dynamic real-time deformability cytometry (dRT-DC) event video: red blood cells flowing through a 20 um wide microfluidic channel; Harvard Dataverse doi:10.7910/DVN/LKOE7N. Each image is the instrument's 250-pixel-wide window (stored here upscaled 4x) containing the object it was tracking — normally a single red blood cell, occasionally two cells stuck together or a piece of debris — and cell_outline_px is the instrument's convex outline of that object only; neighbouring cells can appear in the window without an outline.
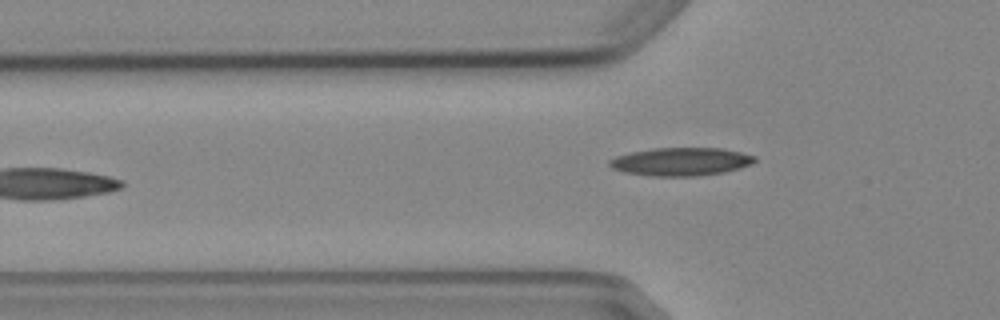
{"species": "Egyptian fruit bat (a non-hibernating species)", "species_latin": "Rousettus aegyptiacus", "temperature_condition": "cold", "stored_images_in_passage": 6, "camera_frame_rate_fps": 3000, "um_per_image_px": 0.085, "animal": {"sex": "female"}, "frame": {"image": 1, "passage_image": 6, "time_ms": 6.667, "image_size_px": [1000, 320], "cell_outline_px": [[756, 160], [752, 164], [740, 168], [724, 172], [696, 176], [648, 176], [624, 172], [612, 168], [608, 164], [608, 160], [616, 156], [632, 152], [652, 148], [724, 148], [756, 156]], "centroid_in_image_um": [57.88, 13.74], "position_along_channel_um": 67.9, "area_um2": 23.93}}